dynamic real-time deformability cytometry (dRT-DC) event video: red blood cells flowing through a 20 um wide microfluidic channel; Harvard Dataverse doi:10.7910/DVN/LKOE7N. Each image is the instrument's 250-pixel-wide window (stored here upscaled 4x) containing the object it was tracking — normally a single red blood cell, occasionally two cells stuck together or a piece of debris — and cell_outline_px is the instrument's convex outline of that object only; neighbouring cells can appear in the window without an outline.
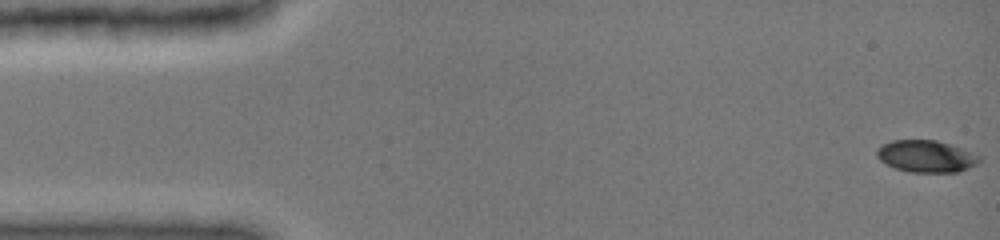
{"species": "common noctule bat (a hibernating species)", "species_latin": "Nyctalus noctula", "temperature_condition": "cold", "stored_images_in_passage": 10, "camera_frame_rate_fps": 3000, "um_per_image_px": 0.085, "animal": {"sex": "female", "body_mass_g": 19.0, "forearm_length_mm": 51.5}, "frame": {"image": 1, "passage_image": 1, "time_ms": 0.0, "image_size_px": [1000, 240], "cell_outline_px": [[980, 160], [976, 164], [968, 168], [956, 172], [908, 172], [896, 168], [880, 160], [876, 156], [876, 148], [880, 144], [892, 140], [936, 140], [972, 152], [980, 156]], "centroid_in_image_um": [78.68, 13.28], "position_along_channel_um": 6.3, "area_um2": 19.02}}
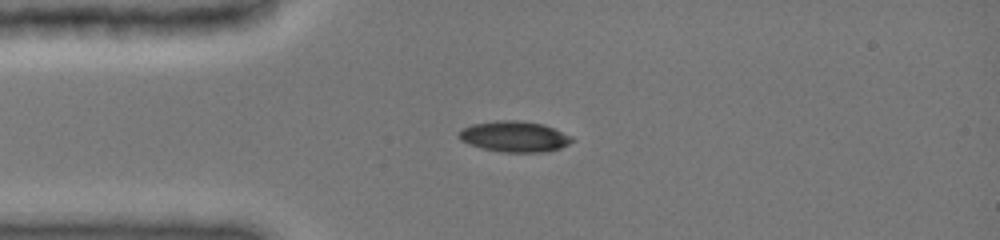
{"frame": {"image": 2, "passage_image": 9, "time_ms": 3.667, "image_size_px": [1000, 240], "cell_outline_px": [[576, 140], [560, 148], [544, 152], [504, 152], [480, 148], [468, 144], [460, 140], [460, 132], [464, 128], [472, 124], [496, 120], [520, 120], [544, 124], [572, 136]], "centroid_in_image_um": [43.75, 11.6], "position_along_channel_um": 41.2, "area_um2": 20.35}}